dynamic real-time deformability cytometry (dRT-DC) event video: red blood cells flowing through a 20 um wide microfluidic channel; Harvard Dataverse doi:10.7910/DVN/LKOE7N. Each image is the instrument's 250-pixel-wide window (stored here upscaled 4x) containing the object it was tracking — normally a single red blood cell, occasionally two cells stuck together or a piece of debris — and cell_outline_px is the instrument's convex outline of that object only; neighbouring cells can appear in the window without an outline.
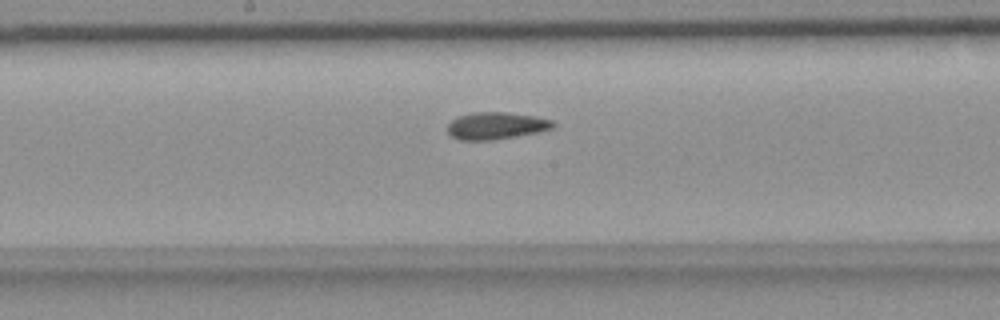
{"species": "common noctule bat (a hibernating species)", "species_latin": "Nyctalus noctula", "temperature_condition": "room temperature", "stored_images_in_passage": 38, "camera_frame_rate_fps": 3000, "um_per_image_px": 0.085, "animal": {"sex": "female", "body_mass_g": 18.4}, "frame": {"image": 1, "passage_image": 12, "time_ms": 3.667, "image_size_px": [1000, 320], "cell_outline_px": [[556, 124], [552, 128], [540, 132], [492, 140], [460, 140], [452, 136], [448, 132], [448, 124], [456, 116], [472, 112], [508, 112], [536, 116], [552, 120]], "centroid_in_image_um": [42.18, 10.67], "position_along_channel_um": 206.0, "area_um2": 16.82}}
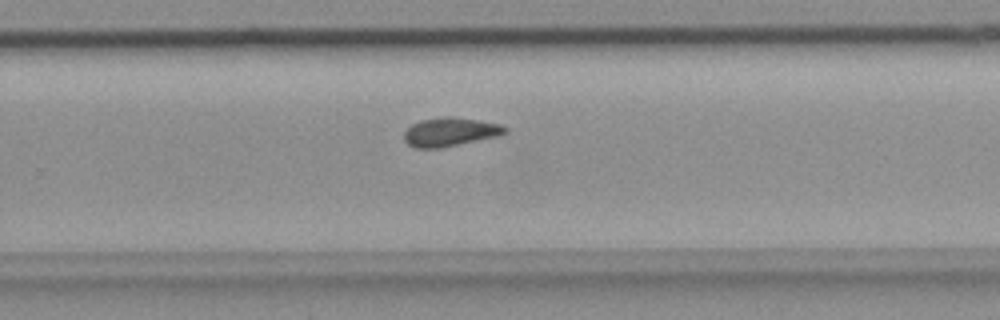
{"frame": {"image": 2, "passage_image": 19, "time_ms": 6.0, "image_size_px": [1000, 320], "cell_outline_px": [[508, 132], [500, 136], [440, 148], [416, 148], [408, 144], [404, 140], [404, 132], [412, 124], [420, 120], [444, 116], [476, 120], [500, 124], [508, 128]], "centroid_in_image_um": [38.27, 11.22], "position_along_channel_um": 291.5, "area_um2": 16.88}}
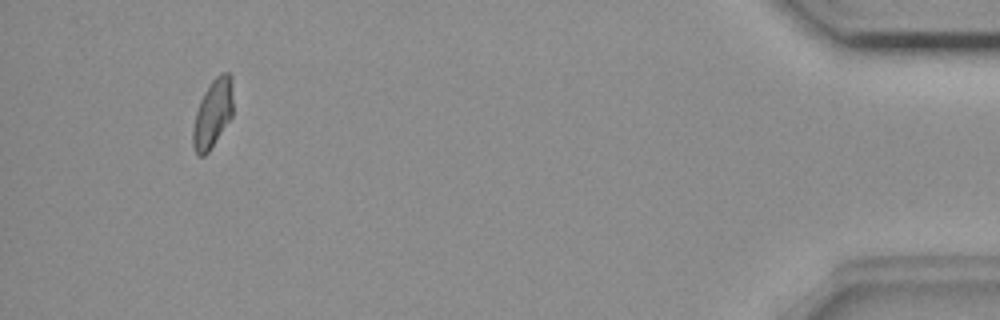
{"frame": {"image": 3, "passage_image": 35, "time_ms": 11.333, "image_size_px": [1000, 320], "cell_outline_px": [[232, 116], [208, 152], [204, 156], [196, 156], [192, 144], [192, 128], [196, 112], [200, 100], [204, 92], [212, 80], [220, 72], [228, 72], [232, 76]], "centroid_in_image_um": [18.07, 9.64], "position_along_channel_um": 417.1, "area_um2": 16.07}}